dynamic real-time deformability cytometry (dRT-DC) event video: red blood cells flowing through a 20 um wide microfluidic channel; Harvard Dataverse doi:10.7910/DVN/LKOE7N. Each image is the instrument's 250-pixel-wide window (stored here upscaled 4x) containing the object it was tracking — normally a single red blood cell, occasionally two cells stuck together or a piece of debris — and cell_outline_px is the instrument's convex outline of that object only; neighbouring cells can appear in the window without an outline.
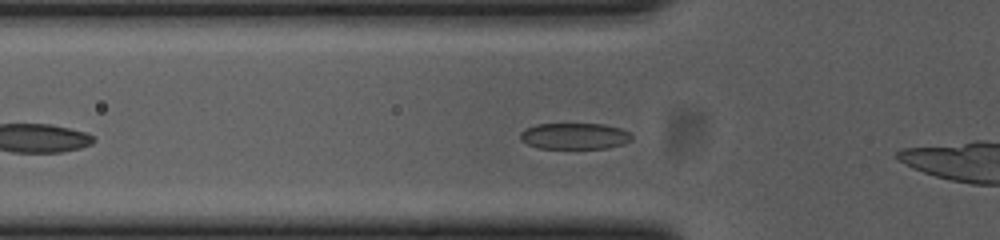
{"species": "common noctule bat (a hibernating species)", "species_latin": "Nyctalus noctula", "temperature_condition": "cold", "stored_images_in_passage": 9, "camera_frame_rate_fps": 3000, "um_per_image_px": 0.085, "animal": {"sex": "female", "body_mass_g": 23.0, "forearm_length_mm": 53.4}, "frame": {"image": 1, "passage_image": 7, "time_ms": 2.0, "image_size_px": [1000, 240], "cell_outline_px": [[632, 140], [624, 144], [608, 148], [540, 148], [528, 144], [520, 140], [520, 132], [524, 128], [536, 124], [604, 124], [620, 128], [628, 132], [632, 136]], "centroid_in_image_um": [48.83, 11.56], "position_along_channel_um": 77.0, "area_um2": 17.11}}